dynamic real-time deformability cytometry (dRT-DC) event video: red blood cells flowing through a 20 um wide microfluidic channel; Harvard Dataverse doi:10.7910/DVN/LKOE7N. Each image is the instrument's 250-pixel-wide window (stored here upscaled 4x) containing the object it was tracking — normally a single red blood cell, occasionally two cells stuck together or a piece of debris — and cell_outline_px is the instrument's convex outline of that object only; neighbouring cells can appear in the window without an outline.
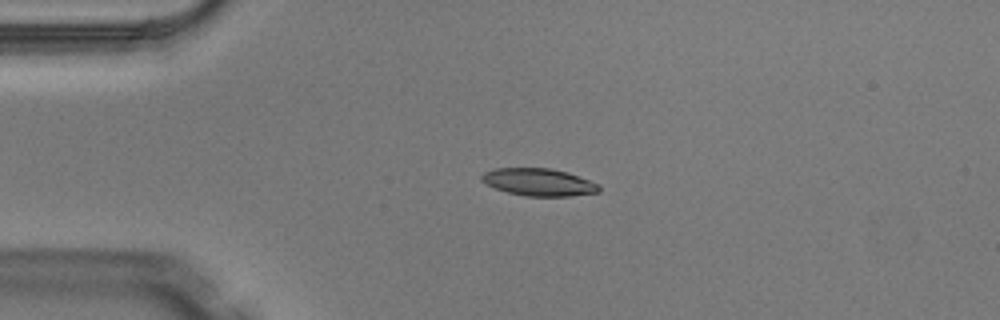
{"species": "Egyptian fruit bat (a non-hibernating species)", "species_latin": "Rousettus aegyptiacus", "temperature_condition": "warm", "stored_images_in_passage": 2, "camera_frame_rate_fps": 3000, "um_per_image_px": 0.085, "animal": {"sex": "male"}, "frame": {"image": 1, "passage_image": 2, "time_ms": 0.333, "image_size_px": [1000, 320], "cell_outline_px": [[600, 192], [572, 196], [524, 196], [508, 192], [496, 188], [480, 180], [480, 176], [484, 172], [496, 168], [548, 168], [568, 172], [600, 184]], "centroid_in_image_um": [45.82, 15.48], "position_along_channel_um": 39.2, "area_um2": 18.79}}